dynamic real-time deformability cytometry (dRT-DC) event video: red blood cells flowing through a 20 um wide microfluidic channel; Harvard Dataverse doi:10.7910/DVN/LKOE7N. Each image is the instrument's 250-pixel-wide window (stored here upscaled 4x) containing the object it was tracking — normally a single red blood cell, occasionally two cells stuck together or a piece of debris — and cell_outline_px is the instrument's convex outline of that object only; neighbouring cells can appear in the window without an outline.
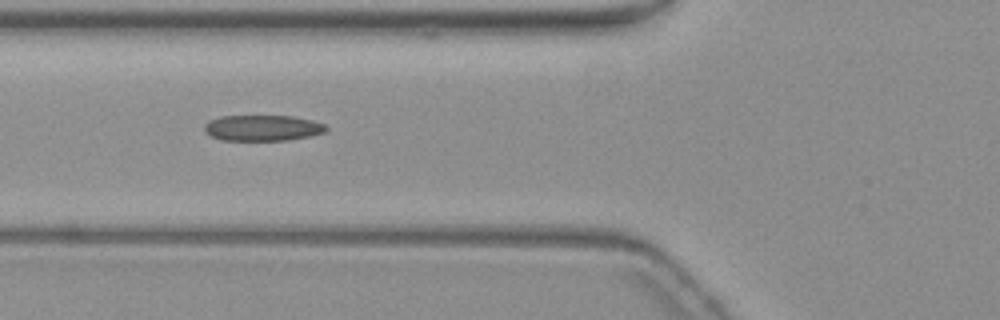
{"species": "common noctule bat (a hibernating species)", "species_latin": "Nyctalus noctula", "temperature_condition": "warm", "stored_images_in_passage": 10, "camera_frame_rate_fps": 3000, "um_per_image_px": 0.085, "animal": {"sex": "female", "body_mass_g": 19.3, "forearm_length_mm": 54.1}, "frame": {"image": 1, "passage_image": 7, "time_ms": 7.667, "image_size_px": [1000, 320], "cell_outline_px": [[328, 128], [324, 132], [308, 136], [288, 140], [220, 140], [204, 132], [204, 124], [208, 120], [220, 116], [292, 116], [312, 120], [324, 124]], "centroid_in_image_um": [22.27, 10.87], "position_along_channel_um": 103.5, "area_um2": 18.32}}
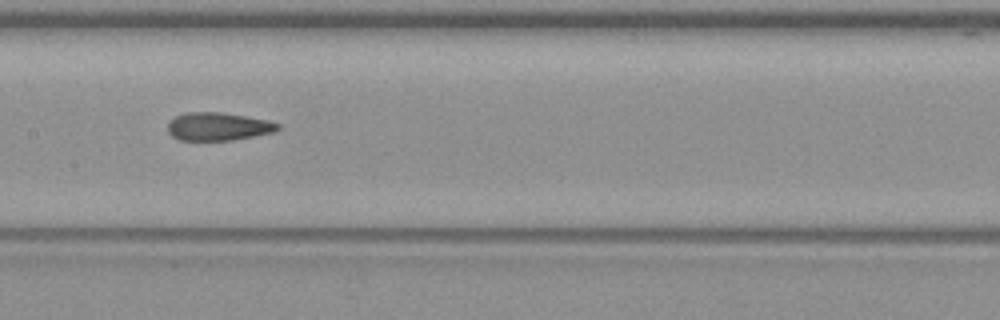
{"frame": {"image": 2, "passage_image": 9, "time_ms": 10.0, "image_size_px": [1000, 320], "cell_outline_px": [[280, 128], [272, 132], [232, 140], [180, 140], [172, 136], [168, 132], [168, 120], [176, 116], [188, 112], [220, 112], [268, 120], [280, 124]], "centroid_in_image_um": [18.51, 10.75], "position_along_channel_um": 188.9, "area_um2": 17.86}}
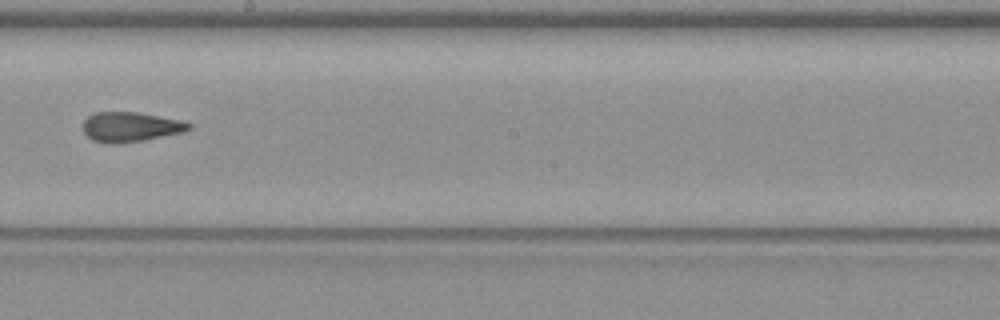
{"frame": {"image": 3, "passage_image": 10, "time_ms": 11.333, "image_size_px": [1000, 320], "cell_outline_px": [[192, 128], [184, 132], [144, 140], [116, 144], [108, 144], [92, 140], [84, 132], [84, 120], [88, 116], [96, 112], [136, 112], [180, 120], [192, 124]], "centroid_in_image_um": [11.1, 10.79], "position_along_channel_um": 237.1, "area_um2": 18.32}}